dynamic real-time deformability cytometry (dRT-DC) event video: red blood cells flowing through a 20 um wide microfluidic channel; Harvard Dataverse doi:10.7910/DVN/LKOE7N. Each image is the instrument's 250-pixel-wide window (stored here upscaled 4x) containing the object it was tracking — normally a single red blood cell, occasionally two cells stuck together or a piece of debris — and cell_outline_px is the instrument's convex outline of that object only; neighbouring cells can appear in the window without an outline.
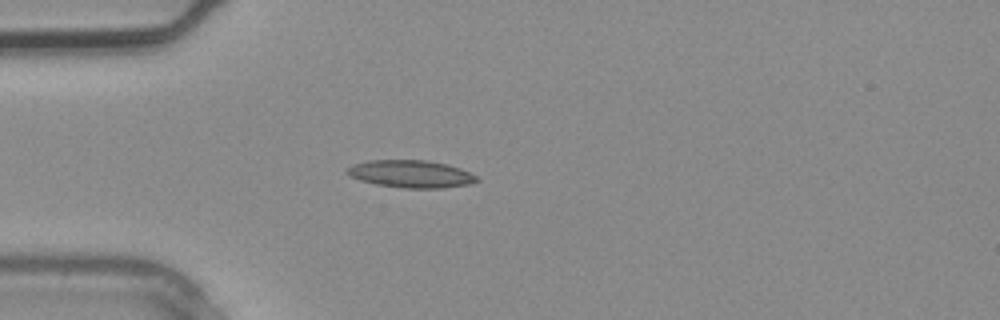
{"species": "common noctule bat (a hibernating species)", "species_latin": "Nyctalus noctula", "temperature_condition": "warm", "stored_images_in_passage": 3, "camera_frame_rate_fps": 3000, "um_per_image_px": 0.085, "animal": {"sex": "male", "body_mass_g": 20.4}, "frame": {"image": 1, "passage_image": 3, "time_ms": 0.667, "image_size_px": [1000, 320], "cell_outline_px": [[480, 180], [468, 184], [444, 188], [404, 188], [376, 184], [360, 180], [348, 176], [344, 172], [352, 164], [368, 160], [428, 160], [448, 164], [460, 168], [476, 176]], "centroid_in_image_um": [34.89, 14.78], "position_along_channel_um": 50.1, "area_um2": 20.87}}